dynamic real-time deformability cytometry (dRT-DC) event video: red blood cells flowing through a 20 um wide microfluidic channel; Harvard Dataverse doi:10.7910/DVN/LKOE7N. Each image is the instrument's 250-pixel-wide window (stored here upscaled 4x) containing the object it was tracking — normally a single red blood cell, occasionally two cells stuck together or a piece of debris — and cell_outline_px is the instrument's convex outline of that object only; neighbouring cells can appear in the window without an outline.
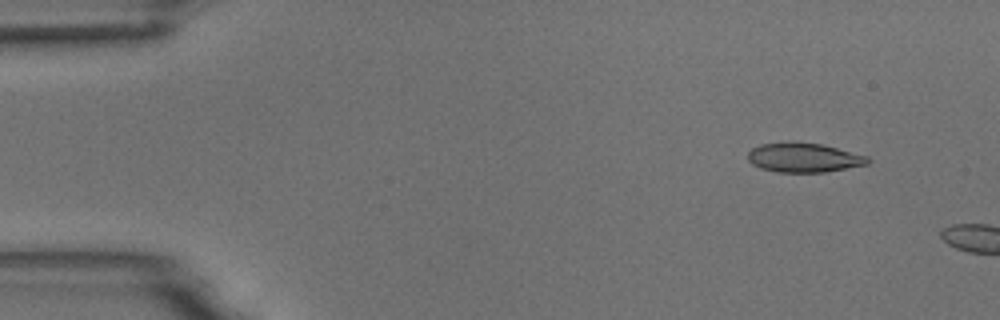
{"species": "common noctule bat (a hibernating species)", "species_latin": "Nyctalus noctula", "temperature_condition": "room temperature", "stored_images_in_passage": 2, "camera_frame_rate_fps": 3000, "um_per_image_px": 0.085, "animal": {"sex": "male", "body_mass_g": 18.8}, "frame": {"image": 1, "passage_image": 1, "time_ms": 0.0, "image_size_px": [1000, 320], "cell_outline_px": [[872, 160], [868, 164], [824, 172], [776, 172], [760, 168], [752, 164], [748, 160], [748, 152], [752, 148], [760, 144], [820, 144], [868, 156]], "centroid_in_image_um": [68.33, 13.43], "position_along_channel_um": 16.7, "area_um2": 19.88}}